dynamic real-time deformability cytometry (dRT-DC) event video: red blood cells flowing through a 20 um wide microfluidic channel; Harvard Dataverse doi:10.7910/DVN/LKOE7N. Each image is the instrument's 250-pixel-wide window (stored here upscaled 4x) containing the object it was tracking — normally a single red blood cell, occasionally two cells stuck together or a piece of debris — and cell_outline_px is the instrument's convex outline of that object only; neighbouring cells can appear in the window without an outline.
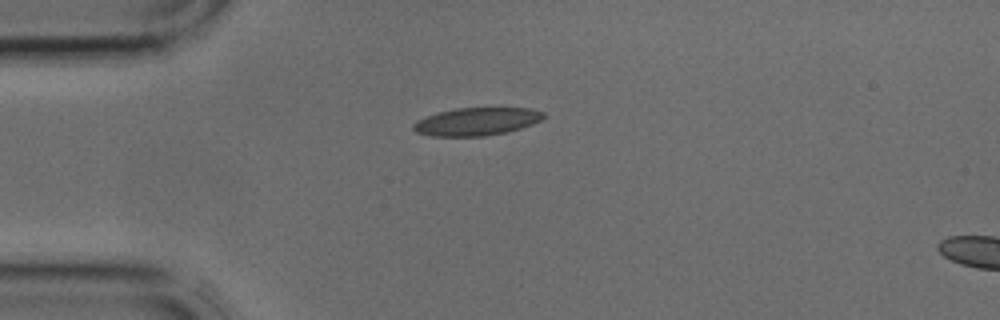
{"species": "common noctule bat (a hibernating species)", "species_latin": "Nyctalus noctula", "temperature_condition": "cold", "stored_images_in_passage": 2, "camera_frame_rate_fps": 3000, "um_per_image_px": 0.085, "animal": {"sex": "male", "body_mass_g": 17.9, "forearm_length_mm": 54.2}, "frame": {"image": 1, "passage_image": 1, "time_ms": 0.0, "image_size_px": [1000, 320], "cell_outline_px": [[548, 116], [532, 124], [508, 132], [484, 136], [432, 136], [416, 132], [412, 128], [412, 124], [416, 120], [440, 112], [456, 108], [532, 108], [544, 112]], "centroid_in_image_um": [40.54, 10.33], "position_along_channel_um": 44.5, "area_um2": 21.15}}